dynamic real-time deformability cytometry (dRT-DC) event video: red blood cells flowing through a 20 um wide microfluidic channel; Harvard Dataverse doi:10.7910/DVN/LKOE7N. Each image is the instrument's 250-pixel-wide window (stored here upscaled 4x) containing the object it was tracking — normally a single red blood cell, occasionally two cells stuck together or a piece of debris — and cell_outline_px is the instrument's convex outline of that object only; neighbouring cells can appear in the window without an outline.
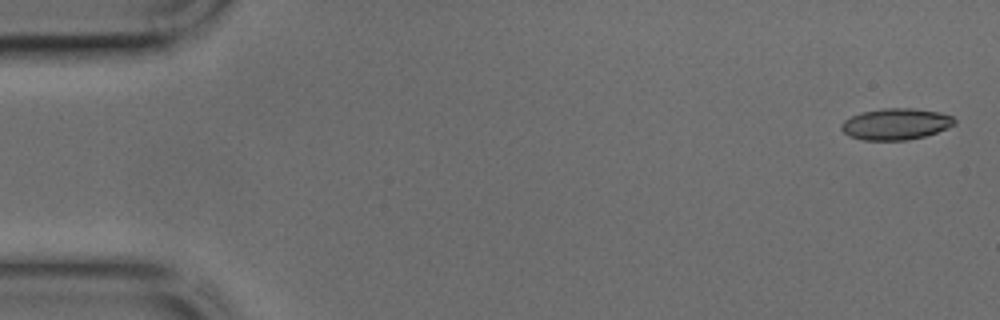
{"species": "common noctule bat (a hibernating species)", "species_latin": "Nyctalus noctula", "temperature_condition": "cold", "stored_images_in_passage": 5, "camera_frame_rate_fps": 3000, "um_per_image_px": 0.085, "animal": {"sex": "male", "body_mass_g": 17.9, "forearm_length_mm": 54.2}, "frame": {"image": 1, "passage_image": 1, "time_ms": 0.0, "image_size_px": [1000, 320], "cell_outline_px": [[956, 124], [936, 132], [924, 136], [904, 140], [864, 140], [848, 136], [840, 128], [840, 124], [844, 120], [860, 112], [880, 108], [912, 108], [940, 112], [952, 116], [956, 120]], "centroid_in_image_um": [76.12, 10.53], "position_along_channel_um": 8.9, "area_um2": 20.75}}